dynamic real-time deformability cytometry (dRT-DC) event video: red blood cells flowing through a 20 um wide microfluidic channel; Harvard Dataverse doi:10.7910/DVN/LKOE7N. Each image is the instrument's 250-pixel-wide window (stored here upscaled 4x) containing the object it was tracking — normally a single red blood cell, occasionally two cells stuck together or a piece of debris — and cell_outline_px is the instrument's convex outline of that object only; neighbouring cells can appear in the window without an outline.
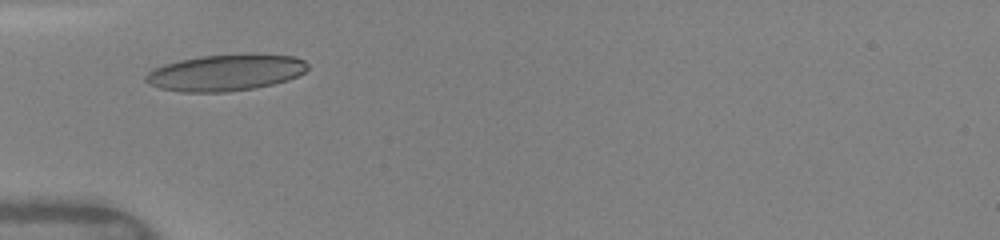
{"species": "human", "species_latin": "Homo sapiens", "temperature_condition": "warm", "stored_images_in_passage": 34, "camera_frame_rate_fps": 3000, "um_per_image_px": 0.085, "donor": {"sex": "female"}, "frame": {"image": 1, "passage_image": 1, "time_ms": 0.0, "image_size_px": [1000, 240], "cell_outline_px": [[308, 68], [304, 72], [288, 80], [256, 88], [224, 92], [180, 92], [160, 88], [148, 84], [144, 80], [144, 76], [152, 68], [164, 64], [180, 60], [200, 56], [240, 52], [252, 52], [292, 56], [304, 60], [308, 64]], "centroid_in_image_um": [19.17, 6.14], "position_along_channel_um": 65.8, "area_um2": 35.14}}
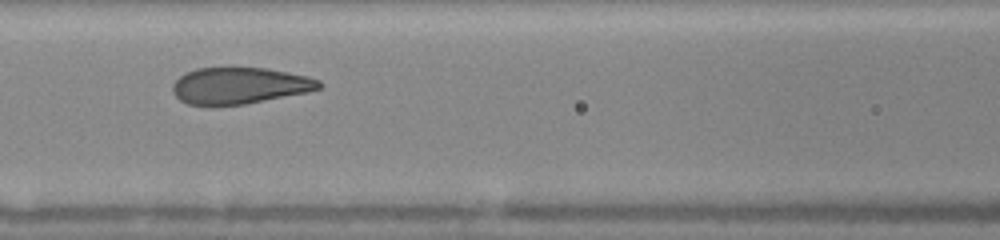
{"frame": {"image": 2, "passage_image": 7, "time_ms": 2.0, "image_size_px": [1000, 240], "cell_outline_px": [[324, 84], [320, 88], [308, 92], [244, 104], [188, 104], [180, 100], [172, 92], [172, 84], [180, 76], [196, 68], [268, 68], [308, 76], [320, 80]], "centroid_in_image_um": [20.4, 7.26], "position_along_channel_um": 146.2, "area_um2": 30.87}}
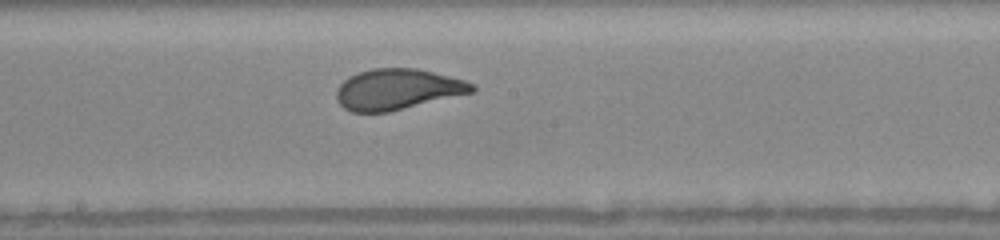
{"frame": {"image": 3, "passage_image": 12, "time_ms": 3.667, "image_size_px": [1000, 240], "cell_outline_px": [[476, 92], [388, 112], [352, 112], [344, 108], [336, 100], [336, 88], [348, 76], [372, 68], [416, 68], [464, 80], [476, 84]], "centroid_in_image_um": [33.79, 7.59], "position_along_channel_um": 214.4, "area_um2": 32.37}, "authors_computed_cell_mechanics": {"area_um2": 32.8593, "velocity_mm_per_s": 4.0979, "shape_relaxation_time_tau1_ms": 3.301, "shape_relaxation_time_tau2_ms": null, "deformation_change_tau1": 0.176, "deformation_change_tau2": null}}